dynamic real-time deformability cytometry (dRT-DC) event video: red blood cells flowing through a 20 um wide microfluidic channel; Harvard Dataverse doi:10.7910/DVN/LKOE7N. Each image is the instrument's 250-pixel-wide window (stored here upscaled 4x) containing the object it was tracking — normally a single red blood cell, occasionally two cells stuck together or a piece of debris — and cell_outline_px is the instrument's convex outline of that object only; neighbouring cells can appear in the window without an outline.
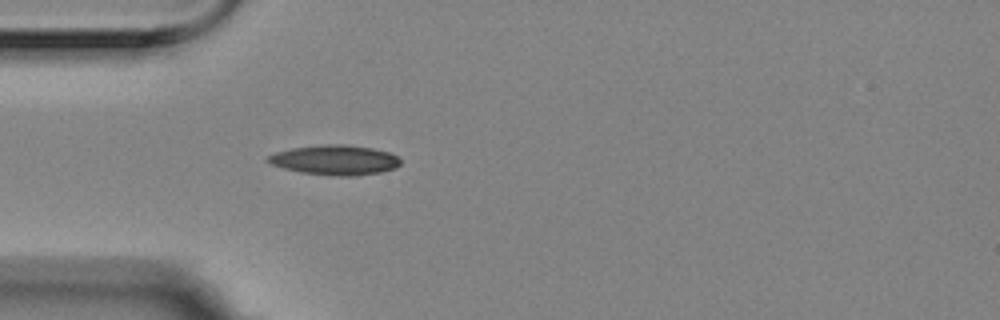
{"species": "Egyptian fruit bat (a non-hibernating species)", "species_latin": "Rousettus aegyptiacus", "temperature_condition": "room temperature", "stored_images_in_passage": 1, "camera_frame_rate_fps": 3000, "um_per_image_px": 0.085, "animal": {"sex": "female"}, "frame": {"image": 1, "passage_image": 1, "time_ms": 0.0, "image_size_px": [1000, 320], "cell_outline_px": [[400, 164], [396, 168], [380, 172], [356, 176], [340, 176], [300, 172], [284, 168], [272, 164], [264, 160], [268, 156], [276, 152], [292, 148], [324, 144], [344, 144], [372, 148], [388, 152], [396, 156], [400, 160]], "centroid_in_image_um": [28.47, 13.6], "position_along_channel_um": 56.5, "area_um2": 22.95}}